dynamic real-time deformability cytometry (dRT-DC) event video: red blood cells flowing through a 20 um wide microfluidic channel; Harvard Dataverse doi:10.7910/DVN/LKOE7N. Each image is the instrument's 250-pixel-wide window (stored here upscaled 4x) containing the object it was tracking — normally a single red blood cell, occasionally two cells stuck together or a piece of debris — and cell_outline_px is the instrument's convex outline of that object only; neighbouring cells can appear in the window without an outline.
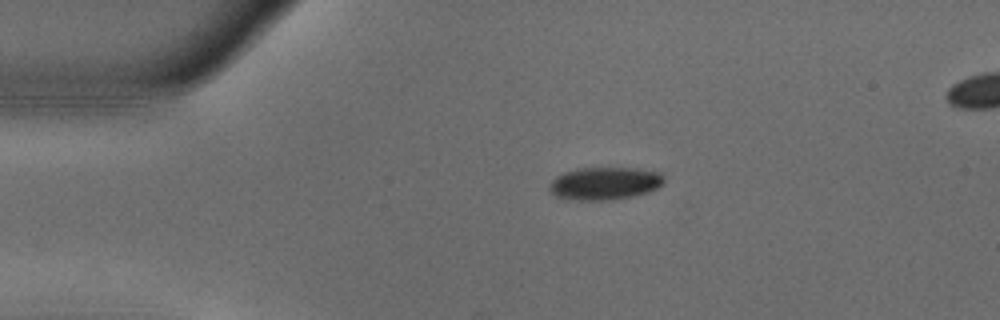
{"species": "common noctule bat (a hibernating species)", "species_latin": "Nyctalus noctula", "temperature_condition": "warm", "stored_images_in_passage": 31, "camera_frame_rate_fps": 3000, "um_per_image_px": 0.085, "animal": {"sex": "male", "body_mass_g": 18.8}, "frame": {"image": 1, "passage_image": 1, "time_ms": 0.0, "image_size_px": [1000, 320], "cell_outline_px": [[664, 184], [648, 192], [632, 196], [612, 200], [576, 200], [556, 196], [548, 188], [552, 180], [556, 176], [564, 172], [576, 168], [636, 168], [660, 172], [664, 176]], "centroid_in_image_um": [51.41, 15.58], "position_along_channel_um": 33.6, "area_um2": 21.91}}
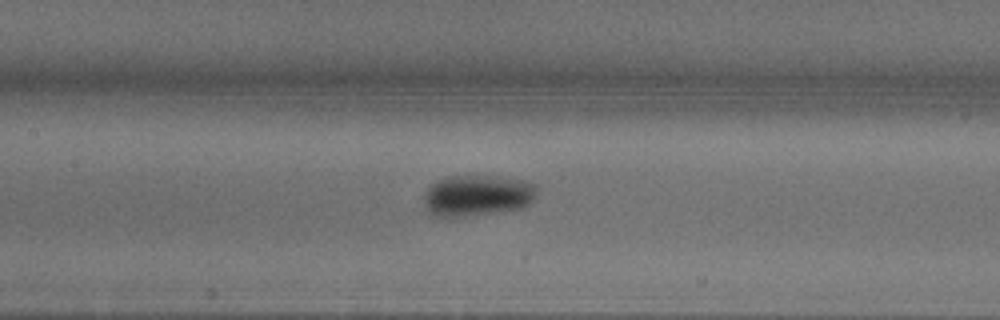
{"frame": {"image": 2, "passage_image": 15, "time_ms": 4.667, "image_size_px": [1000, 320], "cell_outline_px": [[536, 192], [532, 200], [528, 204], [520, 208], [496, 212], [464, 216], [436, 216], [424, 204], [424, 192], [432, 184], [440, 180], [452, 176], [500, 176], [524, 180], [536, 184]], "centroid_in_image_um": [40.6, 16.6], "position_along_channel_um": 166.8, "area_um2": 26.7}}
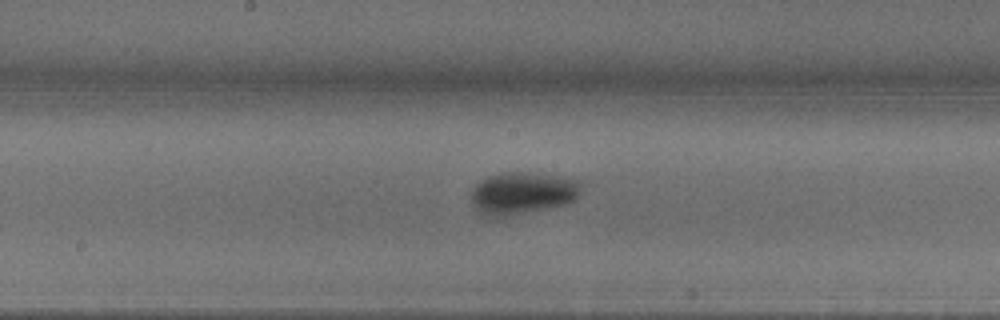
{"frame": {"image": 3, "passage_image": 18, "time_ms": 5.667, "image_size_px": [1000, 320], "cell_outline_px": [[580, 192], [576, 200], [568, 204], [548, 208], [504, 216], [488, 216], [480, 212], [472, 204], [472, 188], [480, 180], [488, 176], [508, 172], [520, 172], [552, 176], [580, 180]], "centroid_in_image_um": [44.41, 16.42], "position_along_channel_um": 203.8, "area_um2": 26.65}}